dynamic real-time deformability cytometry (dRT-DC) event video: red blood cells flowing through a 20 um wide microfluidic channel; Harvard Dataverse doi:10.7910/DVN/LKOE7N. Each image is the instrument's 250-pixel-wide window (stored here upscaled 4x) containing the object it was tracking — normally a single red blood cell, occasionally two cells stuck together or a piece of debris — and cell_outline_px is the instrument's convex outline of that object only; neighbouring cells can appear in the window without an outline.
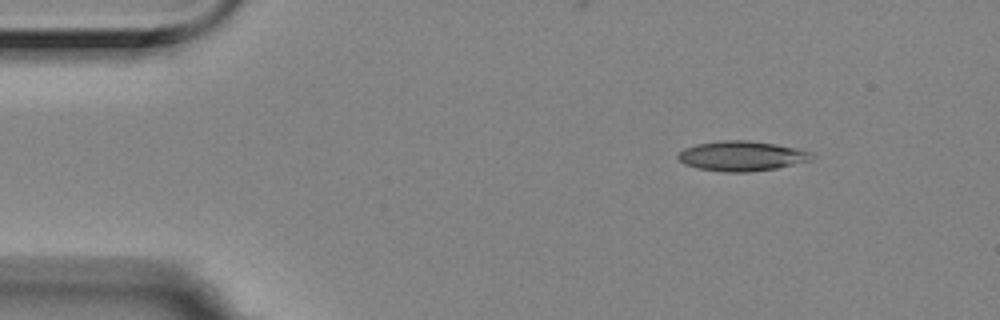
{"species": "Egyptian fruit bat (a non-hibernating species)", "species_latin": "Rousettus aegyptiacus", "temperature_condition": "room temperature", "stored_images_in_passage": 9, "camera_frame_rate_fps": 3000, "um_per_image_px": 0.085, "animal": {"sex": "female"}, "frame": {"image": 1, "passage_image": 1, "time_ms": 0.0, "image_size_px": [1000, 320], "cell_outline_px": [[816, 156], [812, 160], [776, 168], [748, 172], [724, 172], [696, 168], [684, 164], [676, 156], [684, 148], [696, 144], [724, 140], [748, 140], [776, 144], [796, 148], [812, 152]], "centroid_in_image_um": [63.06, 13.26], "position_along_channel_um": 21.9, "area_um2": 23.41}}
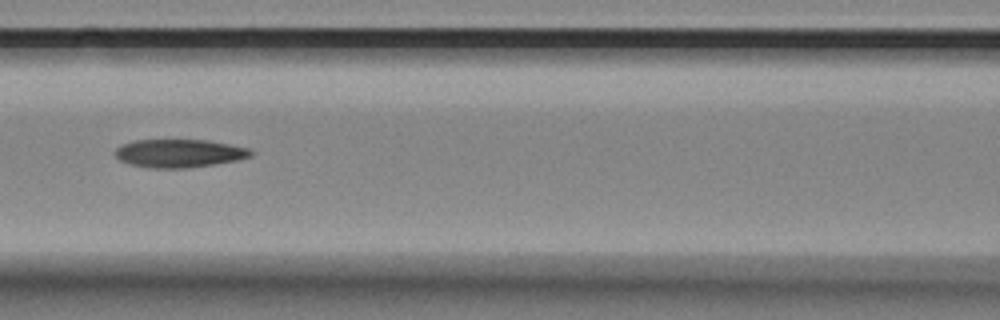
{"frame": {"image": 2, "passage_image": 6, "time_ms": 1.667, "image_size_px": [1000, 320], "cell_outline_px": [[252, 156], [236, 160], [188, 168], [148, 168], [128, 164], [120, 160], [112, 152], [116, 148], [124, 144], [136, 140], [208, 140], [248, 148], [252, 152]], "centroid_in_image_um": [15.18, 13.03], "position_along_channel_um": 151.4, "area_um2": 22.2}}
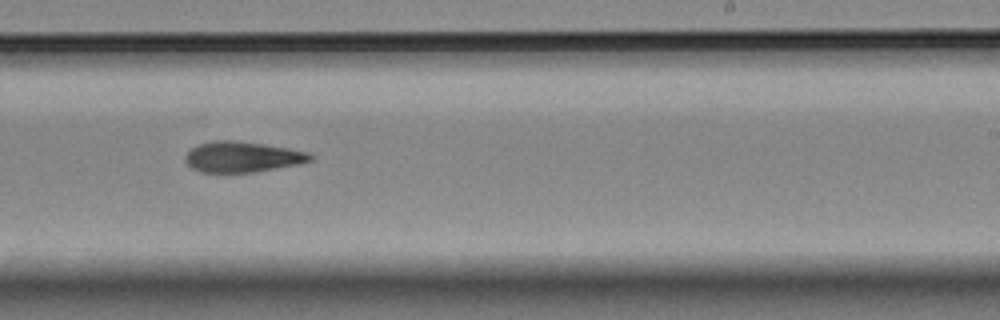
{"frame": {"image": 3, "passage_image": 9, "time_ms": 2.667, "image_size_px": [1000, 320], "cell_outline_px": [[316, 156], [312, 160], [300, 164], [256, 172], [200, 172], [192, 168], [184, 160], [184, 156], [196, 144], [216, 140], [232, 140], [288, 148], [308, 152]], "centroid_in_image_um": [20.61, 13.34], "position_along_channel_um": 268.4, "area_um2": 22.37}}